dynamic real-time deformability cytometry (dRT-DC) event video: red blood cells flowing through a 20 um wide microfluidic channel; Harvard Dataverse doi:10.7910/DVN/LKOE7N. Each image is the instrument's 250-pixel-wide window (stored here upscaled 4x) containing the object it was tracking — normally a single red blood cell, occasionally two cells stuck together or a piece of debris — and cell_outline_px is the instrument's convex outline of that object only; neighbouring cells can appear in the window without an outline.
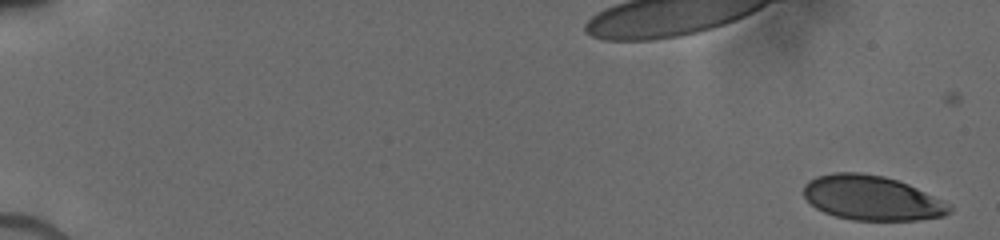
{"species": "human", "species_latin": "Homo sapiens", "temperature_condition": "cold", "stored_images_in_passage": 45, "camera_frame_rate_fps": 3000, "um_per_image_px": 0.085, "donor": {"sex": "male"}, "frame": {"image": 1, "passage_image": 1, "time_ms": 0.0, "image_size_px": [1000, 240], "cell_outline_px": [[952, 212], [944, 216], [916, 220], [852, 220], [836, 216], [824, 212], [816, 208], [804, 196], [804, 184], [808, 180], [816, 176], [832, 172], [860, 172], [884, 176], [908, 184], [952, 204]], "centroid_in_image_um": [74.12, 16.82], "position_along_channel_um": 10.9, "area_um2": 38.09}}
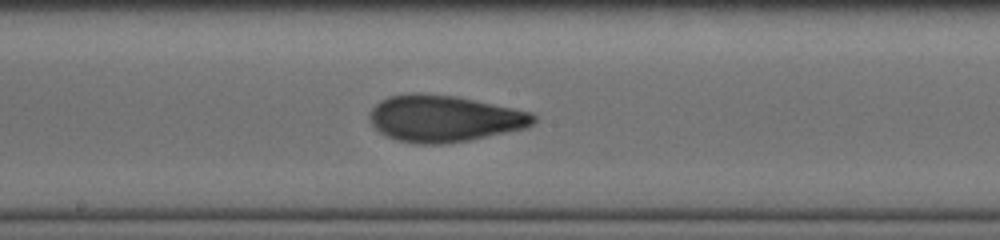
{"frame": {"image": 2, "passage_image": 32, "time_ms": 9.667, "image_size_px": [1000, 240], "cell_outline_px": [[536, 120], [532, 124], [524, 128], [468, 140], [440, 144], [416, 144], [396, 140], [380, 132], [368, 120], [368, 112], [380, 100], [388, 96], [408, 92], [420, 92], [456, 96], [532, 112], [536, 116]], "centroid_in_image_um": [37.69, 10.05], "position_along_channel_um": 210.5, "area_um2": 44.62}}
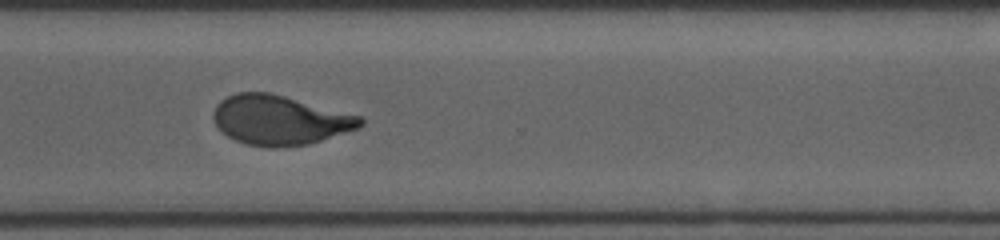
{"frame": {"image": 3, "passage_image": 44, "time_ms": 13.0, "image_size_px": [1000, 240], "cell_outline_px": [[364, 124], [356, 128], [308, 144], [272, 148], [244, 144], [228, 136], [216, 124], [212, 116], [212, 112], [216, 104], [220, 100], [236, 92], [272, 92], [360, 116], [364, 120]], "centroid_in_image_um": [23.73, 10.19], "position_along_channel_um": 346.9, "area_um2": 42.25}}